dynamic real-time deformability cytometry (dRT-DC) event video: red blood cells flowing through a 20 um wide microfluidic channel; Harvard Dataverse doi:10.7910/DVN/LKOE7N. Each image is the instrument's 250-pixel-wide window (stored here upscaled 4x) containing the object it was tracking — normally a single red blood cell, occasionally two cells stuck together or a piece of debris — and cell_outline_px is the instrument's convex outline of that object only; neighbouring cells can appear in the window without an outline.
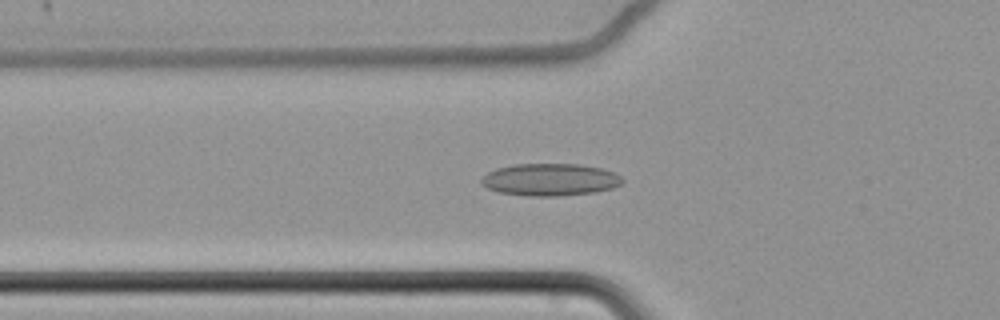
{"species": "common noctule bat (a hibernating species)", "species_latin": "Nyctalus noctula", "temperature_condition": "cold", "stored_images_in_passage": 65, "camera_frame_rate_fps": 3000, "um_per_image_px": 0.085, "animal": {"sex": "female", "body_mass_g": 22.7, "forearm_length_mm": 54.2}, "frame": {"image": 1, "passage_image": 26, "time_ms": 8.333, "image_size_px": [1000, 320], "cell_outline_px": [[624, 180], [620, 184], [612, 188], [596, 192], [556, 196], [528, 196], [496, 192], [480, 184], [480, 180], [488, 172], [496, 168], [516, 164], [580, 164], [600, 168], [612, 172], [620, 176]], "centroid_in_image_um": [46.72, 15.27], "position_along_channel_um": 79.1, "area_um2": 26.53}}
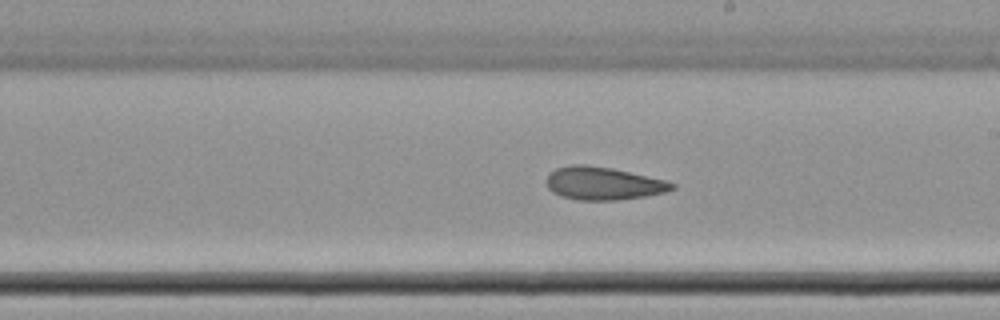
{"frame": {"image": 2, "passage_image": 40, "time_ms": 13.0, "image_size_px": [1000, 320], "cell_outline_px": [[676, 188], [664, 192], [644, 196], [616, 200], [576, 200], [560, 196], [552, 192], [548, 188], [544, 180], [548, 172], [556, 168], [568, 164], [588, 164], [612, 168], [664, 180], [676, 184]], "centroid_in_image_um": [51.18, 15.58], "position_along_channel_um": 237.8, "area_um2": 24.33}}
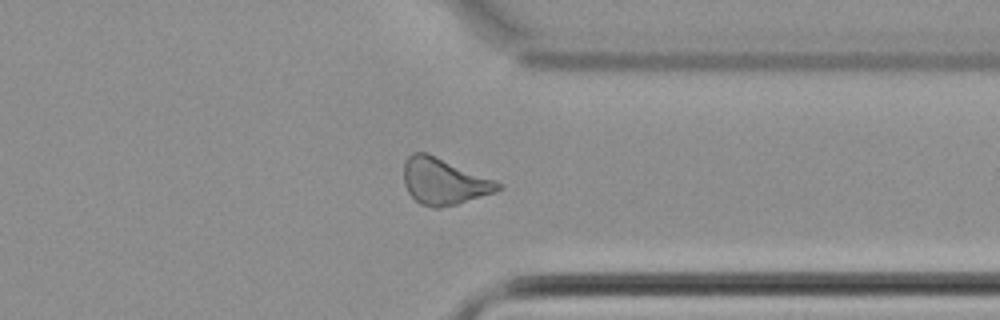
{"frame": {"image": 3, "passage_image": 52, "time_ms": 17.0, "image_size_px": [1000, 320], "cell_outline_px": [[504, 188], [496, 192], [456, 204], [440, 208], [432, 208], [420, 204], [408, 192], [404, 184], [404, 164], [408, 156], [412, 152], [428, 152], [504, 184]], "centroid_in_image_um": [37.74, 15.41], "position_along_channel_um": 373.7, "area_um2": 25.61}, "authors_computed_cell_mechanics": {"area_um2": 26.1834, "velocity_mm_per_s": 3.417, "shape_relaxation_time_tau1_ms": null, "shape_relaxation_time_tau2_ms": 7.05, "deformation_change_tau1": null, "deformation_change_tau2": 0.148}}